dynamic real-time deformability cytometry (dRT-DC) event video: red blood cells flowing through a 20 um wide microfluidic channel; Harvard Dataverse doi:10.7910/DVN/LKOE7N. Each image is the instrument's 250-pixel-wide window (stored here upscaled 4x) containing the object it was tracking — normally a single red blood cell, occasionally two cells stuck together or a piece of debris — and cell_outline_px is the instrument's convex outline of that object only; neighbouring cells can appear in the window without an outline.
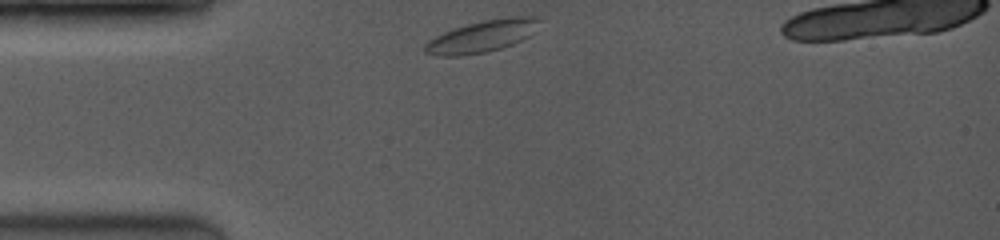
{"species": "common noctule bat (a hibernating species)", "species_latin": "Nyctalus noctula", "temperature_condition": "room temperature", "stored_images_in_passage": 42, "camera_frame_rate_fps": 3500, "um_per_image_px": 0.085, "animal": {"sex": "female", "body_mass_g": 19.0, "forearm_length_mm": 53.3}, "frame": {"image": 1, "passage_image": 1, "time_ms": 0.0, "image_size_px": [1000, 240], "cell_outline_px": [[540, 20], [528, 36], [512, 44], [500, 48], [484, 52], [456, 56], [436, 56], [424, 52], [424, 44], [428, 40], [444, 32], [468, 24], [484, 20], [508, 16], [540, 16]], "centroid_in_image_um": [40.94, 3.08], "position_along_channel_um": 44.1, "area_um2": 20.92}}
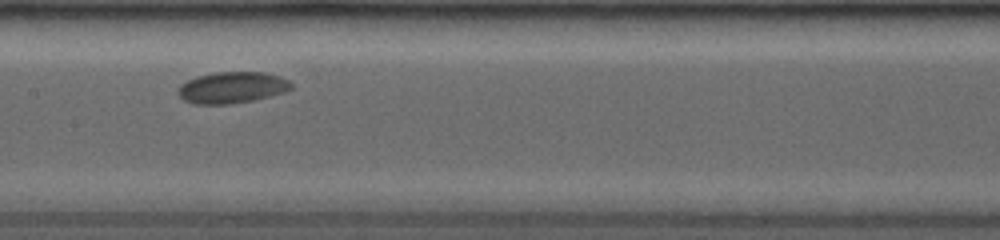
{"frame": {"image": 2, "passage_image": 16, "time_ms": 4.286, "image_size_px": [1000, 240], "cell_outline_px": [[292, 88], [284, 92], [252, 100], [228, 104], [192, 104], [184, 100], [176, 92], [176, 88], [180, 84], [188, 80], [200, 76], [216, 72], [264, 72], [280, 76], [288, 80], [292, 84]], "centroid_in_image_um": [19.69, 7.44], "position_along_channel_um": 187.7, "area_um2": 20.63}}
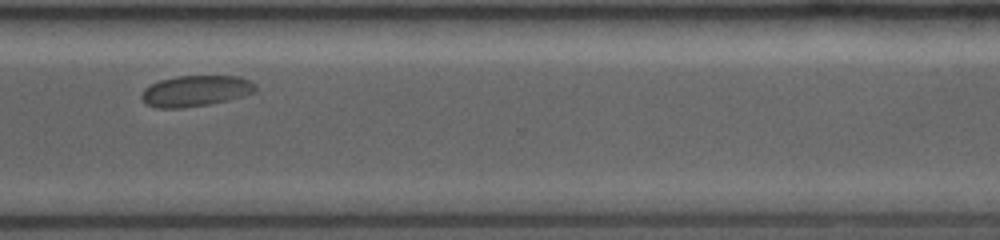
{"frame": {"image": 3, "passage_image": 41, "time_ms": 8.571, "image_size_px": [1000, 240], "cell_outline_px": [[256, 92], [228, 100], [208, 104], [184, 108], [156, 108], [144, 104], [140, 96], [144, 88], [160, 80], [176, 76], [240, 76], [256, 84]], "centroid_in_image_um": [16.6, 7.73], "position_along_channel_um": 354.0, "area_um2": 20.69}}